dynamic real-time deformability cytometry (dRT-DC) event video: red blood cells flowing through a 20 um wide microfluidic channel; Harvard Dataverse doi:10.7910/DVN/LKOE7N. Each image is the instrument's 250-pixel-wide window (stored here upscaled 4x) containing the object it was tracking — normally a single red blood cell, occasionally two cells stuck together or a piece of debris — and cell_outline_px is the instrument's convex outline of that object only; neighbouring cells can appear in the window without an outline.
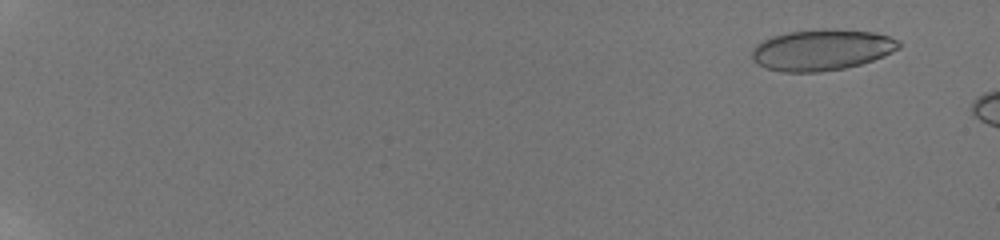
{"species": "human", "species_latin": "Homo sapiens", "temperature_condition": "room temperature", "stored_images_in_passage": 7, "camera_frame_rate_fps": 3000, "um_per_image_px": 0.085, "donor": {"sex": "male"}, "frame": {"image": 1, "passage_image": 3, "time_ms": 1.333, "image_size_px": [1000, 240], "cell_outline_px": [[900, 48], [884, 56], [860, 64], [844, 68], [820, 72], [780, 72], [764, 68], [756, 64], [752, 60], [752, 48], [756, 44], [772, 36], [788, 32], [824, 28], [836, 28], [876, 32], [900, 40]], "centroid_in_image_um": [69.84, 4.23], "position_along_channel_um": 15.2, "area_um2": 35.66}}